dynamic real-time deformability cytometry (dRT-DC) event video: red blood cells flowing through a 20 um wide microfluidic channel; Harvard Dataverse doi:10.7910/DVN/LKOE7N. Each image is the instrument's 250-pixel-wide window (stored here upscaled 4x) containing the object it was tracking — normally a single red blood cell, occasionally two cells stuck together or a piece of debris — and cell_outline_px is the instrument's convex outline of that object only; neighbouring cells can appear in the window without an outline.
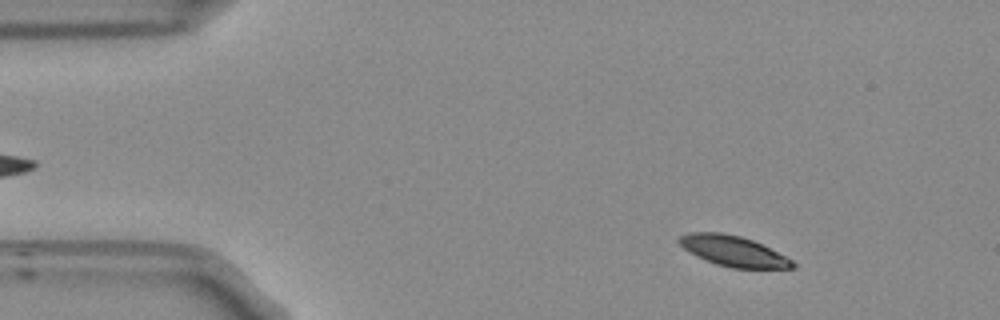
{"species": "Egyptian fruit bat (a non-hibernating species)", "species_latin": "Rousettus aegyptiacus", "temperature_condition": "room temperature", "stored_images_in_passage": 53, "camera_frame_rate_fps": 3000, "um_per_image_px": 0.085, "frame": {"image": 1, "passage_image": 6, "time_ms": 1.667, "image_size_px": [1000, 320], "cell_outline_px": [[796, 268], [732, 268], [716, 264], [684, 248], [676, 240], [680, 236], [692, 232], [720, 232], [740, 236], [752, 240], [792, 260], [796, 264]], "centroid_in_image_um": [62.34, 21.34], "position_along_channel_um": 22.7, "area_um2": 19.59}}
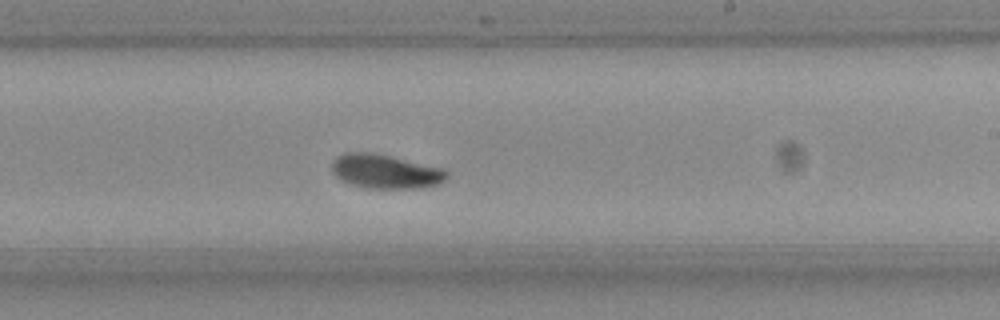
{"frame": {"image": 2, "passage_image": 31, "time_ms": 10.0, "image_size_px": [1000, 320], "cell_outline_px": [[448, 176], [440, 184], [424, 188], [364, 188], [340, 180], [332, 172], [332, 160], [336, 156], [344, 152], [372, 152], [444, 168], [448, 172]], "centroid_in_image_um": [32.76, 14.57], "position_along_channel_um": 256.2, "area_um2": 23.12}}
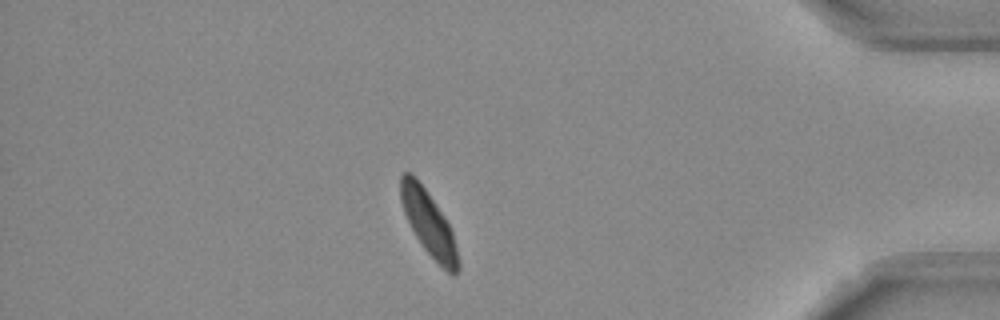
{"frame": {"image": 3, "passage_image": 46, "time_ms": 15.0, "image_size_px": [1000, 320], "cell_outline_px": [[460, 268], [456, 276], [452, 276], [424, 248], [416, 236], [404, 212], [400, 200], [400, 176], [404, 172], [412, 172], [424, 188], [444, 216], [452, 232], [460, 264]], "centroid_in_image_um": [36.43, 18.97], "position_along_channel_um": 398.8, "area_um2": 21.15}, "authors_computed_cell_mechanics": {"area_um2": 21.8484, "velocity_mm_per_s": 3.6789, "shape_relaxation_time_tau1_ms": 2.5829, "shape_relaxation_time_tau2_ms": null, "deformation_change_tau1": 0.1034, "deformation_change_tau2": null}}